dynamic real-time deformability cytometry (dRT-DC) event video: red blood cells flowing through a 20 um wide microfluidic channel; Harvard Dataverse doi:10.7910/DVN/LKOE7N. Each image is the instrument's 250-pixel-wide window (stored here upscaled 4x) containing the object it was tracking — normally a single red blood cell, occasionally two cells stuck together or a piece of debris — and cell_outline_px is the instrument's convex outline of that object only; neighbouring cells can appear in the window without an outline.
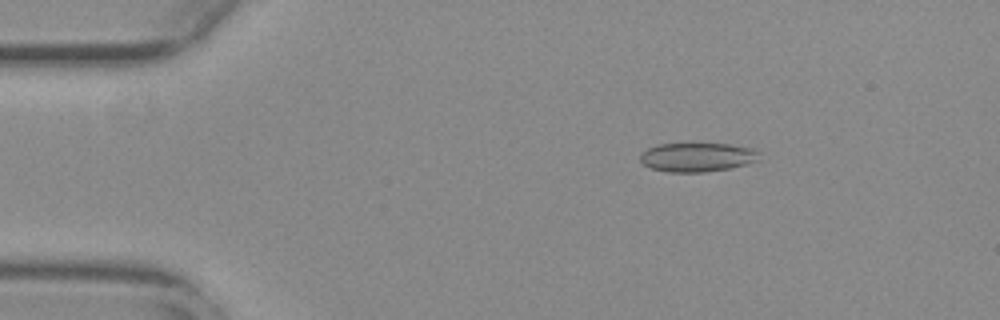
{"species": "common noctule bat (a hibernating species)", "species_latin": "Nyctalus noctula", "temperature_condition": "warm", "stored_images_in_passage": 52, "camera_frame_rate_fps": 3000, "um_per_image_px": 0.085, "animal": {"sex": "female", "body_mass_g": 29.2, "forearm_length_mm": 56.3}, "frame": {"image": 1, "passage_image": 9, "time_ms": 2.667, "image_size_px": [1000, 320], "cell_outline_px": [[760, 160], [748, 164], [732, 168], [704, 172], [668, 172], [652, 168], [644, 164], [640, 160], [640, 152], [656, 144], [728, 144], [752, 148], [756, 152]], "centroid_in_image_um": [59.25, 13.36], "position_along_channel_um": 25.8, "area_um2": 20.11}}
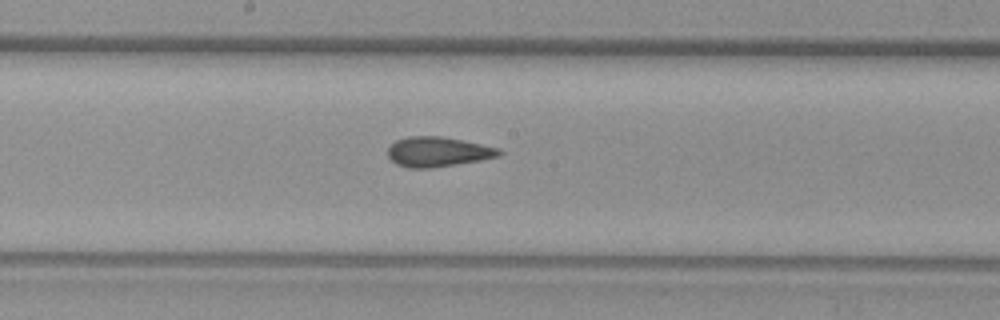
{"frame": {"image": 2, "passage_image": 29, "time_ms": 9.333, "image_size_px": [1000, 320], "cell_outline_px": [[504, 152], [500, 156], [480, 160], [432, 168], [408, 168], [396, 164], [388, 156], [388, 148], [396, 140], [408, 136], [440, 136], [500, 148]], "centroid_in_image_um": [37.22, 12.91], "position_along_channel_um": 211.0, "area_um2": 19.31}}
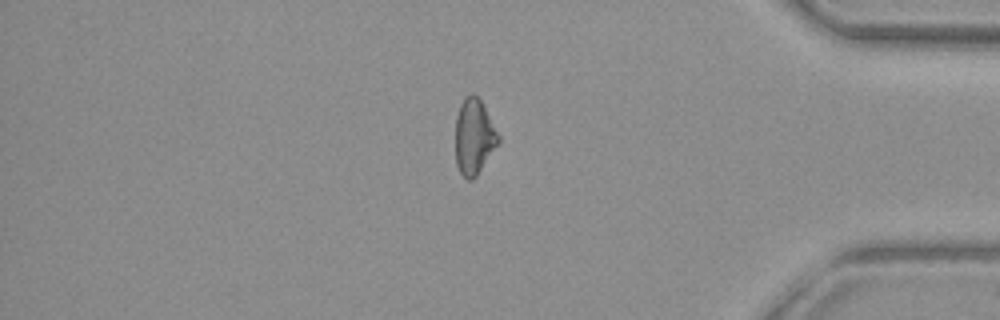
{"frame": {"image": 3, "passage_image": 46, "time_ms": 15.0, "image_size_px": [1000, 320], "cell_outline_px": [[500, 140], [476, 176], [472, 180], [468, 180], [460, 172], [456, 164], [456, 116], [460, 104], [464, 96], [472, 92], [480, 100], [500, 136]], "centroid_in_image_um": [40.28, 11.6], "position_along_channel_um": 394.9, "area_um2": 18.67}, "authors_computed_cell_mechanics": {"area_um2": 19.5653, "velocity_mm_per_s": 3.7906, "shape_relaxation_time_tau1_ms": null, "shape_relaxation_time_tau2_ms": 2.0531, "deformation_change_tau1": null, "deformation_change_tau2": 0.0846}}